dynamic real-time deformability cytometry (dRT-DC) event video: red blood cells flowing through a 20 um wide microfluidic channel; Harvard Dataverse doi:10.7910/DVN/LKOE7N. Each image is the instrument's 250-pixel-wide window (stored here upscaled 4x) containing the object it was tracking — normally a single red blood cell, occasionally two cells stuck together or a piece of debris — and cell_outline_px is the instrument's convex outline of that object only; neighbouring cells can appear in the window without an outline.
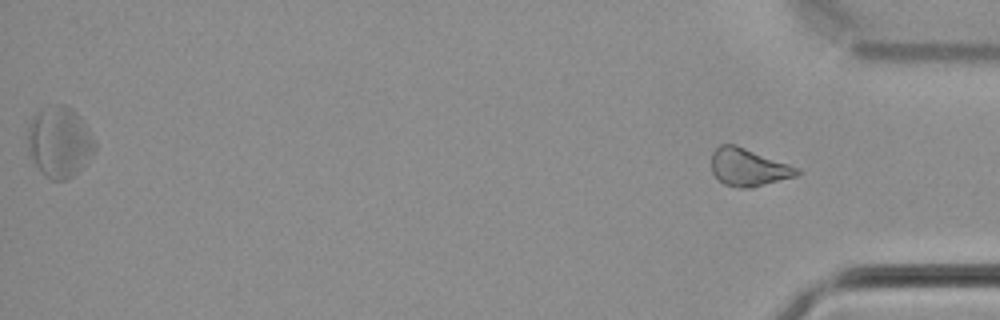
{"species": "common noctule bat (a hibernating species)", "species_latin": "Nyctalus noctula", "temperature_condition": "cold", "stored_images_in_passage": 38, "segment_of_instrument_passage": [2, 2], "camera_frame_rate_fps": 3000, "um_per_image_px": 0.085, "animal": {"sex": "male", "body_mass_g": 21.5, "forearm_length_mm": 52.0}, "frame": {"image": 1, "passage_image": 38, "time_ms": 12.333, "image_size_px": [1000, 320], "cell_outline_px": [[800, 172], [796, 176], [752, 188], [736, 188], [724, 184], [712, 172], [712, 152], [720, 144], [736, 144], [800, 168]], "centroid_in_image_um": [63.62, 14.22], "position_along_channel_um": 371.6, "area_um2": 18.84}}